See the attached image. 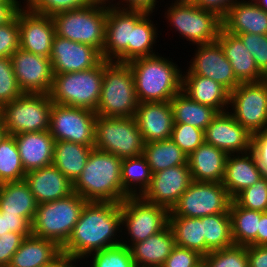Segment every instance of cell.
<instances>
[{
  "instance_id": "cb8c5ba5",
  "label": "cell",
  "mask_w": 267,
  "mask_h": 267,
  "mask_svg": "<svg viewBox=\"0 0 267 267\" xmlns=\"http://www.w3.org/2000/svg\"><path fill=\"white\" fill-rule=\"evenodd\" d=\"M24 180L38 204L62 199L73 193L72 182L53 165L27 172Z\"/></svg>"
},
{
  "instance_id": "7a4b0ae2",
  "label": "cell",
  "mask_w": 267,
  "mask_h": 267,
  "mask_svg": "<svg viewBox=\"0 0 267 267\" xmlns=\"http://www.w3.org/2000/svg\"><path fill=\"white\" fill-rule=\"evenodd\" d=\"M127 64L134 76L139 103L170 101L182 90L183 69L164 54L134 59Z\"/></svg>"
},
{
  "instance_id": "8d00e7d4",
  "label": "cell",
  "mask_w": 267,
  "mask_h": 267,
  "mask_svg": "<svg viewBox=\"0 0 267 267\" xmlns=\"http://www.w3.org/2000/svg\"><path fill=\"white\" fill-rule=\"evenodd\" d=\"M143 156L152 174L178 165H188V157L171 138L145 143Z\"/></svg>"
},
{
  "instance_id": "680465c9",
  "label": "cell",
  "mask_w": 267,
  "mask_h": 267,
  "mask_svg": "<svg viewBox=\"0 0 267 267\" xmlns=\"http://www.w3.org/2000/svg\"><path fill=\"white\" fill-rule=\"evenodd\" d=\"M21 9L18 0L0 2V26L9 23Z\"/></svg>"
},
{
  "instance_id": "7bdbcfd3",
  "label": "cell",
  "mask_w": 267,
  "mask_h": 267,
  "mask_svg": "<svg viewBox=\"0 0 267 267\" xmlns=\"http://www.w3.org/2000/svg\"><path fill=\"white\" fill-rule=\"evenodd\" d=\"M203 260L207 267H249L247 246L241 245L211 251Z\"/></svg>"
},
{
  "instance_id": "11a10c76",
  "label": "cell",
  "mask_w": 267,
  "mask_h": 267,
  "mask_svg": "<svg viewBox=\"0 0 267 267\" xmlns=\"http://www.w3.org/2000/svg\"><path fill=\"white\" fill-rule=\"evenodd\" d=\"M159 2V0H117V8L123 10H142L147 13H154L158 10L157 7L159 5H157V3Z\"/></svg>"
},
{
  "instance_id": "44dd1931",
  "label": "cell",
  "mask_w": 267,
  "mask_h": 267,
  "mask_svg": "<svg viewBox=\"0 0 267 267\" xmlns=\"http://www.w3.org/2000/svg\"><path fill=\"white\" fill-rule=\"evenodd\" d=\"M19 30L21 49L50 57L55 24L51 16L41 15L27 8L19 10Z\"/></svg>"
},
{
  "instance_id": "6125c7cd",
  "label": "cell",
  "mask_w": 267,
  "mask_h": 267,
  "mask_svg": "<svg viewBox=\"0 0 267 267\" xmlns=\"http://www.w3.org/2000/svg\"><path fill=\"white\" fill-rule=\"evenodd\" d=\"M88 4L99 5L107 8H117V0H86ZM115 2V3H114Z\"/></svg>"
},
{
  "instance_id": "ee69618b",
  "label": "cell",
  "mask_w": 267,
  "mask_h": 267,
  "mask_svg": "<svg viewBox=\"0 0 267 267\" xmlns=\"http://www.w3.org/2000/svg\"><path fill=\"white\" fill-rule=\"evenodd\" d=\"M233 200L243 208L267 212V176L242 190Z\"/></svg>"
},
{
  "instance_id": "ab89813d",
  "label": "cell",
  "mask_w": 267,
  "mask_h": 267,
  "mask_svg": "<svg viewBox=\"0 0 267 267\" xmlns=\"http://www.w3.org/2000/svg\"><path fill=\"white\" fill-rule=\"evenodd\" d=\"M201 221L203 222V235L205 238V256L211 251L234 245L229 213L203 216Z\"/></svg>"
},
{
  "instance_id": "c3c4849f",
  "label": "cell",
  "mask_w": 267,
  "mask_h": 267,
  "mask_svg": "<svg viewBox=\"0 0 267 267\" xmlns=\"http://www.w3.org/2000/svg\"><path fill=\"white\" fill-rule=\"evenodd\" d=\"M20 47L19 11L7 24L0 26V57L11 58Z\"/></svg>"
},
{
  "instance_id": "9f6ffc18",
  "label": "cell",
  "mask_w": 267,
  "mask_h": 267,
  "mask_svg": "<svg viewBox=\"0 0 267 267\" xmlns=\"http://www.w3.org/2000/svg\"><path fill=\"white\" fill-rule=\"evenodd\" d=\"M249 267H267V246H247Z\"/></svg>"
},
{
  "instance_id": "6f0895ef",
  "label": "cell",
  "mask_w": 267,
  "mask_h": 267,
  "mask_svg": "<svg viewBox=\"0 0 267 267\" xmlns=\"http://www.w3.org/2000/svg\"><path fill=\"white\" fill-rule=\"evenodd\" d=\"M6 217L7 229L10 232L22 233L26 237L30 236L31 225L19 214H2Z\"/></svg>"
},
{
  "instance_id": "5b68a950",
  "label": "cell",
  "mask_w": 267,
  "mask_h": 267,
  "mask_svg": "<svg viewBox=\"0 0 267 267\" xmlns=\"http://www.w3.org/2000/svg\"><path fill=\"white\" fill-rule=\"evenodd\" d=\"M166 4L163 16L168 20V27L175 29L179 38L188 41L190 46L213 43L218 39L222 18L216 13L190 1L172 0Z\"/></svg>"
},
{
  "instance_id": "e0dca14e",
  "label": "cell",
  "mask_w": 267,
  "mask_h": 267,
  "mask_svg": "<svg viewBox=\"0 0 267 267\" xmlns=\"http://www.w3.org/2000/svg\"><path fill=\"white\" fill-rule=\"evenodd\" d=\"M11 63L23 93L49 94L54 76L49 57L18 48L11 56Z\"/></svg>"
},
{
  "instance_id": "b9f144b4",
  "label": "cell",
  "mask_w": 267,
  "mask_h": 267,
  "mask_svg": "<svg viewBox=\"0 0 267 267\" xmlns=\"http://www.w3.org/2000/svg\"><path fill=\"white\" fill-rule=\"evenodd\" d=\"M82 262L87 263L85 267H136L130 248L123 244L94 252Z\"/></svg>"
},
{
  "instance_id": "f6af8a7d",
  "label": "cell",
  "mask_w": 267,
  "mask_h": 267,
  "mask_svg": "<svg viewBox=\"0 0 267 267\" xmlns=\"http://www.w3.org/2000/svg\"><path fill=\"white\" fill-rule=\"evenodd\" d=\"M171 139L188 157L204 142V130L187 124H174Z\"/></svg>"
},
{
  "instance_id": "4316f807",
  "label": "cell",
  "mask_w": 267,
  "mask_h": 267,
  "mask_svg": "<svg viewBox=\"0 0 267 267\" xmlns=\"http://www.w3.org/2000/svg\"><path fill=\"white\" fill-rule=\"evenodd\" d=\"M222 28L234 35H267V13L253 0L239 1L222 18Z\"/></svg>"
},
{
  "instance_id": "d6986e66",
  "label": "cell",
  "mask_w": 267,
  "mask_h": 267,
  "mask_svg": "<svg viewBox=\"0 0 267 267\" xmlns=\"http://www.w3.org/2000/svg\"><path fill=\"white\" fill-rule=\"evenodd\" d=\"M53 74H65L91 69L101 60L94 47L55 35L50 54Z\"/></svg>"
},
{
  "instance_id": "60d3db41",
  "label": "cell",
  "mask_w": 267,
  "mask_h": 267,
  "mask_svg": "<svg viewBox=\"0 0 267 267\" xmlns=\"http://www.w3.org/2000/svg\"><path fill=\"white\" fill-rule=\"evenodd\" d=\"M25 175L14 135H7L0 143V184L24 180Z\"/></svg>"
},
{
  "instance_id": "681fc988",
  "label": "cell",
  "mask_w": 267,
  "mask_h": 267,
  "mask_svg": "<svg viewBox=\"0 0 267 267\" xmlns=\"http://www.w3.org/2000/svg\"><path fill=\"white\" fill-rule=\"evenodd\" d=\"M87 4L86 0H34L27 9L41 15L53 16L60 12L81 8Z\"/></svg>"
},
{
  "instance_id": "ac0fdd59",
  "label": "cell",
  "mask_w": 267,
  "mask_h": 267,
  "mask_svg": "<svg viewBox=\"0 0 267 267\" xmlns=\"http://www.w3.org/2000/svg\"><path fill=\"white\" fill-rule=\"evenodd\" d=\"M192 181L188 165L167 168L152 174L150 186L141 197L170 211Z\"/></svg>"
},
{
  "instance_id": "3957f363",
  "label": "cell",
  "mask_w": 267,
  "mask_h": 267,
  "mask_svg": "<svg viewBox=\"0 0 267 267\" xmlns=\"http://www.w3.org/2000/svg\"><path fill=\"white\" fill-rule=\"evenodd\" d=\"M122 158L93 148L80 176L73 183V192L86 201H123L121 182Z\"/></svg>"
},
{
  "instance_id": "7402d4cb",
  "label": "cell",
  "mask_w": 267,
  "mask_h": 267,
  "mask_svg": "<svg viewBox=\"0 0 267 267\" xmlns=\"http://www.w3.org/2000/svg\"><path fill=\"white\" fill-rule=\"evenodd\" d=\"M134 118L144 143L171 138L174 118L170 101L139 103Z\"/></svg>"
},
{
  "instance_id": "52a82bcc",
  "label": "cell",
  "mask_w": 267,
  "mask_h": 267,
  "mask_svg": "<svg viewBox=\"0 0 267 267\" xmlns=\"http://www.w3.org/2000/svg\"><path fill=\"white\" fill-rule=\"evenodd\" d=\"M86 202L73 192L65 198L38 204L31 224L32 235L52 240L62 247L70 237Z\"/></svg>"
},
{
  "instance_id": "8fae6325",
  "label": "cell",
  "mask_w": 267,
  "mask_h": 267,
  "mask_svg": "<svg viewBox=\"0 0 267 267\" xmlns=\"http://www.w3.org/2000/svg\"><path fill=\"white\" fill-rule=\"evenodd\" d=\"M52 100L49 94L23 93L5 104L0 114L8 135L49 131Z\"/></svg>"
},
{
  "instance_id": "e7e4bbea",
  "label": "cell",
  "mask_w": 267,
  "mask_h": 267,
  "mask_svg": "<svg viewBox=\"0 0 267 267\" xmlns=\"http://www.w3.org/2000/svg\"><path fill=\"white\" fill-rule=\"evenodd\" d=\"M7 135H8V132L6 130L2 115L0 114V143L5 139Z\"/></svg>"
},
{
  "instance_id": "f1b7e54d",
  "label": "cell",
  "mask_w": 267,
  "mask_h": 267,
  "mask_svg": "<svg viewBox=\"0 0 267 267\" xmlns=\"http://www.w3.org/2000/svg\"><path fill=\"white\" fill-rule=\"evenodd\" d=\"M176 246L173 231L168 224L160 232L130 247L136 267H162Z\"/></svg>"
},
{
  "instance_id": "7c38bea8",
  "label": "cell",
  "mask_w": 267,
  "mask_h": 267,
  "mask_svg": "<svg viewBox=\"0 0 267 267\" xmlns=\"http://www.w3.org/2000/svg\"><path fill=\"white\" fill-rule=\"evenodd\" d=\"M228 112L251 135L267 129V78L242 82L230 92Z\"/></svg>"
},
{
  "instance_id": "83f0119b",
  "label": "cell",
  "mask_w": 267,
  "mask_h": 267,
  "mask_svg": "<svg viewBox=\"0 0 267 267\" xmlns=\"http://www.w3.org/2000/svg\"><path fill=\"white\" fill-rule=\"evenodd\" d=\"M227 156L223 150L203 142L187 158L192 180L222 183Z\"/></svg>"
},
{
  "instance_id": "03108f58",
  "label": "cell",
  "mask_w": 267,
  "mask_h": 267,
  "mask_svg": "<svg viewBox=\"0 0 267 267\" xmlns=\"http://www.w3.org/2000/svg\"><path fill=\"white\" fill-rule=\"evenodd\" d=\"M262 10L267 13V0H253Z\"/></svg>"
},
{
  "instance_id": "e575fe53",
  "label": "cell",
  "mask_w": 267,
  "mask_h": 267,
  "mask_svg": "<svg viewBox=\"0 0 267 267\" xmlns=\"http://www.w3.org/2000/svg\"><path fill=\"white\" fill-rule=\"evenodd\" d=\"M151 178L150 166L143 155L124 158L121 165L123 200L127 197H141L149 188Z\"/></svg>"
},
{
  "instance_id": "f5cc1de1",
  "label": "cell",
  "mask_w": 267,
  "mask_h": 267,
  "mask_svg": "<svg viewBox=\"0 0 267 267\" xmlns=\"http://www.w3.org/2000/svg\"><path fill=\"white\" fill-rule=\"evenodd\" d=\"M251 150L264 176H267V129L252 135Z\"/></svg>"
},
{
  "instance_id": "003e7915",
  "label": "cell",
  "mask_w": 267,
  "mask_h": 267,
  "mask_svg": "<svg viewBox=\"0 0 267 267\" xmlns=\"http://www.w3.org/2000/svg\"><path fill=\"white\" fill-rule=\"evenodd\" d=\"M22 1V2H21ZM19 0L18 2H19V4H20V6H21V8H27L34 0ZM24 1V2H23ZM23 5H22V4Z\"/></svg>"
},
{
  "instance_id": "4fadbf2b",
  "label": "cell",
  "mask_w": 267,
  "mask_h": 267,
  "mask_svg": "<svg viewBox=\"0 0 267 267\" xmlns=\"http://www.w3.org/2000/svg\"><path fill=\"white\" fill-rule=\"evenodd\" d=\"M232 198L222 183L192 181L169 211V216L202 218L229 213Z\"/></svg>"
},
{
  "instance_id": "277c9868",
  "label": "cell",
  "mask_w": 267,
  "mask_h": 267,
  "mask_svg": "<svg viewBox=\"0 0 267 267\" xmlns=\"http://www.w3.org/2000/svg\"><path fill=\"white\" fill-rule=\"evenodd\" d=\"M134 76L127 63L104 60L97 116L134 117L138 108Z\"/></svg>"
},
{
  "instance_id": "7dc6e473",
  "label": "cell",
  "mask_w": 267,
  "mask_h": 267,
  "mask_svg": "<svg viewBox=\"0 0 267 267\" xmlns=\"http://www.w3.org/2000/svg\"><path fill=\"white\" fill-rule=\"evenodd\" d=\"M237 36L253 55L258 69L267 77V35L242 33Z\"/></svg>"
},
{
  "instance_id": "2e32d148",
  "label": "cell",
  "mask_w": 267,
  "mask_h": 267,
  "mask_svg": "<svg viewBox=\"0 0 267 267\" xmlns=\"http://www.w3.org/2000/svg\"><path fill=\"white\" fill-rule=\"evenodd\" d=\"M194 55L191 57L186 71L182 75H198L212 79L230 92L233 91L241 82L236 78L233 68L225 57L220 44L215 41L213 43L195 45ZM187 68V69H186Z\"/></svg>"
},
{
  "instance_id": "816d5d0a",
  "label": "cell",
  "mask_w": 267,
  "mask_h": 267,
  "mask_svg": "<svg viewBox=\"0 0 267 267\" xmlns=\"http://www.w3.org/2000/svg\"><path fill=\"white\" fill-rule=\"evenodd\" d=\"M25 238L24 234L16 232H8L0 236V267H7L10 264L11 258Z\"/></svg>"
},
{
  "instance_id": "f907efd6",
  "label": "cell",
  "mask_w": 267,
  "mask_h": 267,
  "mask_svg": "<svg viewBox=\"0 0 267 267\" xmlns=\"http://www.w3.org/2000/svg\"><path fill=\"white\" fill-rule=\"evenodd\" d=\"M202 260L198 252L175 246L162 267H195Z\"/></svg>"
},
{
  "instance_id": "a7ac6f4b",
  "label": "cell",
  "mask_w": 267,
  "mask_h": 267,
  "mask_svg": "<svg viewBox=\"0 0 267 267\" xmlns=\"http://www.w3.org/2000/svg\"><path fill=\"white\" fill-rule=\"evenodd\" d=\"M195 267H207V265L205 264L204 260H202L198 265H196Z\"/></svg>"
},
{
  "instance_id": "be15d7a7",
  "label": "cell",
  "mask_w": 267,
  "mask_h": 267,
  "mask_svg": "<svg viewBox=\"0 0 267 267\" xmlns=\"http://www.w3.org/2000/svg\"><path fill=\"white\" fill-rule=\"evenodd\" d=\"M8 232L10 231L7 229L6 217L0 213V236Z\"/></svg>"
},
{
  "instance_id": "ffe728a7",
  "label": "cell",
  "mask_w": 267,
  "mask_h": 267,
  "mask_svg": "<svg viewBox=\"0 0 267 267\" xmlns=\"http://www.w3.org/2000/svg\"><path fill=\"white\" fill-rule=\"evenodd\" d=\"M204 142L227 154L251 150L252 135L228 112L218 113L204 130Z\"/></svg>"
},
{
  "instance_id": "d6a6232c",
  "label": "cell",
  "mask_w": 267,
  "mask_h": 267,
  "mask_svg": "<svg viewBox=\"0 0 267 267\" xmlns=\"http://www.w3.org/2000/svg\"><path fill=\"white\" fill-rule=\"evenodd\" d=\"M93 148L74 142L55 141L52 165L73 184L83 171Z\"/></svg>"
},
{
  "instance_id": "89a4df30",
  "label": "cell",
  "mask_w": 267,
  "mask_h": 267,
  "mask_svg": "<svg viewBox=\"0 0 267 267\" xmlns=\"http://www.w3.org/2000/svg\"><path fill=\"white\" fill-rule=\"evenodd\" d=\"M181 1H190V2H194L195 0H181Z\"/></svg>"
},
{
  "instance_id": "d4e9b609",
  "label": "cell",
  "mask_w": 267,
  "mask_h": 267,
  "mask_svg": "<svg viewBox=\"0 0 267 267\" xmlns=\"http://www.w3.org/2000/svg\"><path fill=\"white\" fill-rule=\"evenodd\" d=\"M25 172L52 165L55 140L50 131L14 135Z\"/></svg>"
},
{
  "instance_id": "db71d44e",
  "label": "cell",
  "mask_w": 267,
  "mask_h": 267,
  "mask_svg": "<svg viewBox=\"0 0 267 267\" xmlns=\"http://www.w3.org/2000/svg\"><path fill=\"white\" fill-rule=\"evenodd\" d=\"M239 1L243 0H195L194 3L198 7L212 11L220 18H223L227 14L228 10Z\"/></svg>"
},
{
  "instance_id": "bcb514c9",
  "label": "cell",
  "mask_w": 267,
  "mask_h": 267,
  "mask_svg": "<svg viewBox=\"0 0 267 267\" xmlns=\"http://www.w3.org/2000/svg\"><path fill=\"white\" fill-rule=\"evenodd\" d=\"M22 94L14 75L11 58L0 57V109Z\"/></svg>"
},
{
  "instance_id": "9c48e42d",
  "label": "cell",
  "mask_w": 267,
  "mask_h": 267,
  "mask_svg": "<svg viewBox=\"0 0 267 267\" xmlns=\"http://www.w3.org/2000/svg\"><path fill=\"white\" fill-rule=\"evenodd\" d=\"M120 204L121 244L129 248L160 232L169 224V210L164 206L149 203L142 197H127Z\"/></svg>"
},
{
  "instance_id": "5bb4252c",
  "label": "cell",
  "mask_w": 267,
  "mask_h": 267,
  "mask_svg": "<svg viewBox=\"0 0 267 267\" xmlns=\"http://www.w3.org/2000/svg\"><path fill=\"white\" fill-rule=\"evenodd\" d=\"M96 118L95 111L53 103L49 131L55 141L94 146Z\"/></svg>"
},
{
  "instance_id": "94428289",
  "label": "cell",
  "mask_w": 267,
  "mask_h": 267,
  "mask_svg": "<svg viewBox=\"0 0 267 267\" xmlns=\"http://www.w3.org/2000/svg\"><path fill=\"white\" fill-rule=\"evenodd\" d=\"M257 246H267V212H263L259 220Z\"/></svg>"
},
{
  "instance_id": "6da1fadb",
  "label": "cell",
  "mask_w": 267,
  "mask_h": 267,
  "mask_svg": "<svg viewBox=\"0 0 267 267\" xmlns=\"http://www.w3.org/2000/svg\"><path fill=\"white\" fill-rule=\"evenodd\" d=\"M121 226L120 203L87 201L62 252L82 262L94 252L121 244Z\"/></svg>"
},
{
  "instance_id": "d590c367",
  "label": "cell",
  "mask_w": 267,
  "mask_h": 267,
  "mask_svg": "<svg viewBox=\"0 0 267 267\" xmlns=\"http://www.w3.org/2000/svg\"><path fill=\"white\" fill-rule=\"evenodd\" d=\"M262 213L243 208L232 199L229 214L234 245L257 246V230Z\"/></svg>"
},
{
  "instance_id": "603a6c76",
  "label": "cell",
  "mask_w": 267,
  "mask_h": 267,
  "mask_svg": "<svg viewBox=\"0 0 267 267\" xmlns=\"http://www.w3.org/2000/svg\"><path fill=\"white\" fill-rule=\"evenodd\" d=\"M263 177L264 174L252 150L245 153L228 154L222 184L232 199Z\"/></svg>"
},
{
  "instance_id": "836d02e7",
  "label": "cell",
  "mask_w": 267,
  "mask_h": 267,
  "mask_svg": "<svg viewBox=\"0 0 267 267\" xmlns=\"http://www.w3.org/2000/svg\"><path fill=\"white\" fill-rule=\"evenodd\" d=\"M174 124H187L205 130L218 112L192 100L182 90L171 100Z\"/></svg>"
},
{
  "instance_id": "484cf974",
  "label": "cell",
  "mask_w": 267,
  "mask_h": 267,
  "mask_svg": "<svg viewBox=\"0 0 267 267\" xmlns=\"http://www.w3.org/2000/svg\"><path fill=\"white\" fill-rule=\"evenodd\" d=\"M230 62L236 78L242 82H257L267 78L257 67L253 55L241 39L221 28L216 40Z\"/></svg>"
},
{
  "instance_id": "91938a15",
  "label": "cell",
  "mask_w": 267,
  "mask_h": 267,
  "mask_svg": "<svg viewBox=\"0 0 267 267\" xmlns=\"http://www.w3.org/2000/svg\"><path fill=\"white\" fill-rule=\"evenodd\" d=\"M77 262V263H76ZM80 262V263H78ZM84 264L75 257L61 252L57 257H55L50 263L45 264L41 267H78V265ZM79 265V267H81Z\"/></svg>"
},
{
  "instance_id": "f546056e",
  "label": "cell",
  "mask_w": 267,
  "mask_h": 267,
  "mask_svg": "<svg viewBox=\"0 0 267 267\" xmlns=\"http://www.w3.org/2000/svg\"><path fill=\"white\" fill-rule=\"evenodd\" d=\"M182 91L192 100L212 107L218 113L228 111L230 91L210 78L182 75Z\"/></svg>"
},
{
  "instance_id": "ba28073f",
  "label": "cell",
  "mask_w": 267,
  "mask_h": 267,
  "mask_svg": "<svg viewBox=\"0 0 267 267\" xmlns=\"http://www.w3.org/2000/svg\"><path fill=\"white\" fill-rule=\"evenodd\" d=\"M107 7L87 4L52 17L57 36L96 48L102 53L105 42Z\"/></svg>"
},
{
  "instance_id": "74e56055",
  "label": "cell",
  "mask_w": 267,
  "mask_h": 267,
  "mask_svg": "<svg viewBox=\"0 0 267 267\" xmlns=\"http://www.w3.org/2000/svg\"><path fill=\"white\" fill-rule=\"evenodd\" d=\"M153 13H146L132 29L131 43H128V63L134 59L144 58L158 54L154 48L159 40L157 39L158 23L154 24L151 18ZM157 25V26H156ZM158 40V41H156ZM155 50H154V49Z\"/></svg>"
},
{
  "instance_id": "30bf717a",
  "label": "cell",
  "mask_w": 267,
  "mask_h": 267,
  "mask_svg": "<svg viewBox=\"0 0 267 267\" xmlns=\"http://www.w3.org/2000/svg\"><path fill=\"white\" fill-rule=\"evenodd\" d=\"M144 144L134 117L97 116L94 148L124 159L143 155Z\"/></svg>"
},
{
  "instance_id": "8992f818",
  "label": "cell",
  "mask_w": 267,
  "mask_h": 267,
  "mask_svg": "<svg viewBox=\"0 0 267 267\" xmlns=\"http://www.w3.org/2000/svg\"><path fill=\"white\" fill-rule=\"evenodd\" d=\"M104 60L78 72L54 74L49 96L53 103L96 111L101 95Z\"/></svg>"
},
{
  "instance_id": "4dcf8cb0",
  "label": "cell",
  "mask_w": 267,
  "mask_h": 267,
  "mask_svg": "<svg viewBox=\"0 0 267 267\" xmlns=\"http://www.w3.org/2000/svg\"><path fill=\"white\" fill-rule=\"evenodd\" d=\"M38 203L25 180L0 184V213L19 214L32 224Z\"/></svg>"
},
{
  "instance_id": "1f68e13d",
  "label": "cell",
  "mask_w": 267,
  "mask_h": 267,
  "mask_svg": "<svg viewBox=\"0 0 267 267\" xmlns=\"http://www.w3.org/2000/svg\"><path fill=\"white\" fill-rule=\"evenodd\" d=\"M61 252L62 249L56 242L31 234L23 240L7 267H41Z\"/></svg>"
},
{
  "instance_id": "f35d334b",
  "label": "cell",
  "mask_w": 267,
  "mask_h": 267,
  "mask_svg": "<svg viewBox=\"0 0 267 267\" xmlns=\"http://www.w3.org/2000/svg\"><path fill=\"white\" fill-rule=\"evenodd\" d=\"M176 246L188 248L205 256V238L201 218L169 216Z\"/></svg>"
},
{
  "instance_id": "9a60e30c",
  "label": "cell",
  "mask_w": 267,
  "mask_h": 267,
  "mask_svg": "<svg viewBox=\"0 0 267 267\" xmlns=\"http://www.w3.org/2000/svg\"><path fill=\"white\" fill-rule=\"evenodd\" d=\"M146 13L142 10L107 8L105 42L101 53L103 60L128 63L132 29Z\"/></svg>"
}]
</instances>
